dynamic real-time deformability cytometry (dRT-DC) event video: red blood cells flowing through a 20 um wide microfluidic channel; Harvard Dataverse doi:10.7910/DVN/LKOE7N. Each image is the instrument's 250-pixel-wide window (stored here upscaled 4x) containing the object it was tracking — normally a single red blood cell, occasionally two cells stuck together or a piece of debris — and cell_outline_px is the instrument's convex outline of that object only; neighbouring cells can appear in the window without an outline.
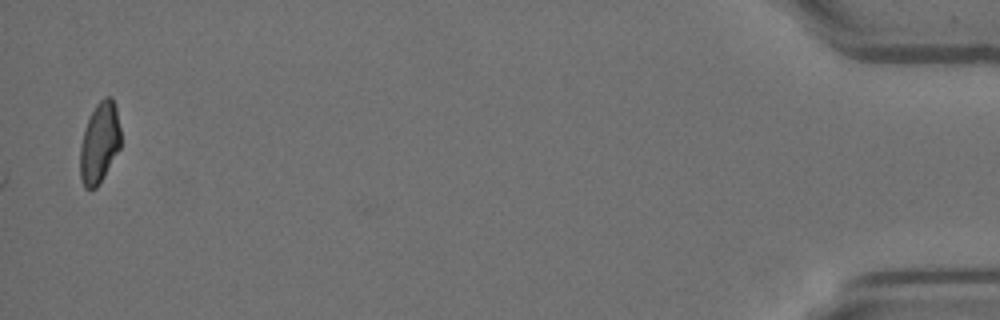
{"species": "Egyptian fruit bat (a non-hibernating species)", "species_latin": "Rousettus aegyptiacus", "temperature_condition": "room temperature", "stored_images_in_passage": 57, "camera_frame_rate_fps": 3000, "um_per_image_px": 0.085, "animal": {"sex": "female"}, "frame": {"image": 1, "passage_image": 57, "time_ms": 18.667, "image_size_px": [1000, 320], "cell_outline_px": [[120, 148], [104, 176], [96, 188], [84, 188], [80, 176], [80, 144], [88, 120], [96, 104], [104, 96], [112, 96], [116, 104], [120, 128]], "centroid_in_image_um": [8.47, 12.11], "position_along_channel_um": 426.7, "area_um2": 19.13}}